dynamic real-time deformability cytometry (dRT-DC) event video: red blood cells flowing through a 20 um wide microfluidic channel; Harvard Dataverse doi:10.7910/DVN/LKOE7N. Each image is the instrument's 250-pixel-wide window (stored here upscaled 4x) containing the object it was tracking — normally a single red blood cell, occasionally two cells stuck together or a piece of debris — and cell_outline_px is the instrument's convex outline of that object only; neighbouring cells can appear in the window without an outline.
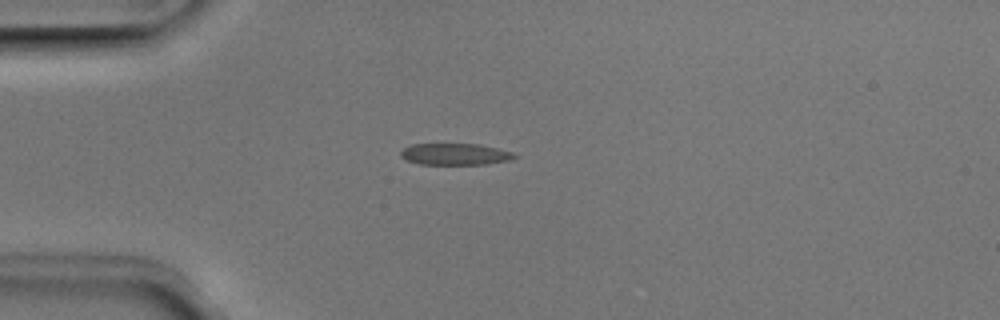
{"species": "Egyptian fruit bat (a non-hibernating species)", "species_latin": "Rousettus aegyptiacus", "temperature_condition": "room temperature", "stored_images_in_passage": 4, "camera_frame_rate_fps": 3000, "um_per_image_px": 0.085, "animal": {"sex": "male"}, "frame": {"image": 1, "passage_image": 3, "time_ms": 0.667, "image_size_px": [1000, 320], "cell_outline_px": [[520, 156], [508, 160], [484, 164], [420, 164], [408, 160], [400, 156], [400, 152], [404, 148], [412, 144], [480, 144], [512, 152]], "centroid_in_image_um": [38.69, 13.1], "position_along_channel_um": 46.3, "area_um2": 14.16}}